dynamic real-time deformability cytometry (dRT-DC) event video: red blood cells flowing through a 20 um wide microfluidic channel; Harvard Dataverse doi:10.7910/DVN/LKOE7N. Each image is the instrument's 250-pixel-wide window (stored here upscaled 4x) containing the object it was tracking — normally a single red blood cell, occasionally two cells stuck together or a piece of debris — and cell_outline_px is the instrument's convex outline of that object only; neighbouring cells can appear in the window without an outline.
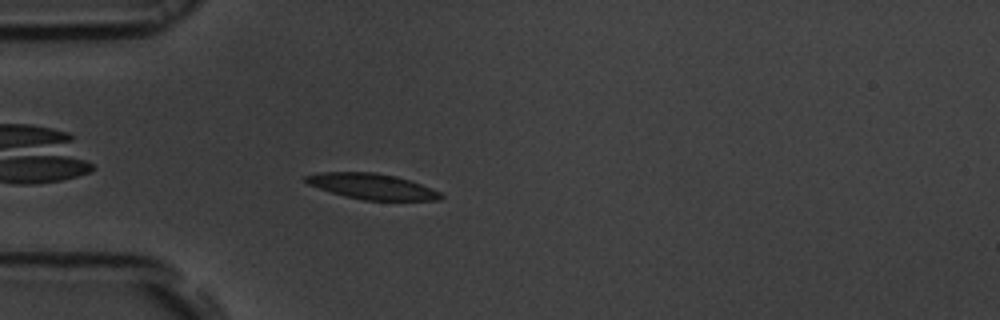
{"species": "common noctule bat (a hibernating species)", "species_latin": "Nyctalus noctula", "temperature_condition": "room temperature", "stored_images_in_passage": 43, "camera_frame_rate_fps": 3000, "um_per_image_px": 0.085, "animal": {"sex": "male", "body_mass_g": 19.5, "forearm_length_mm": 54.6}, "frame": {"image": 1, "passage_image": 4, "time_ms": 1.0, "image_size_px": [1000, 320], "cell_outline_px": [[444, 196], [440, 200], [364, 200], [344, 196], [308, 184], [304, 180], [304, 176], [320, 172], [376, 172], [396, 176], [432, 188], [440, 192]], "centroid_in_image_um": [31.63, 15.84], "position_along_channel_um": 53.4, "area_um2": 20.06}}
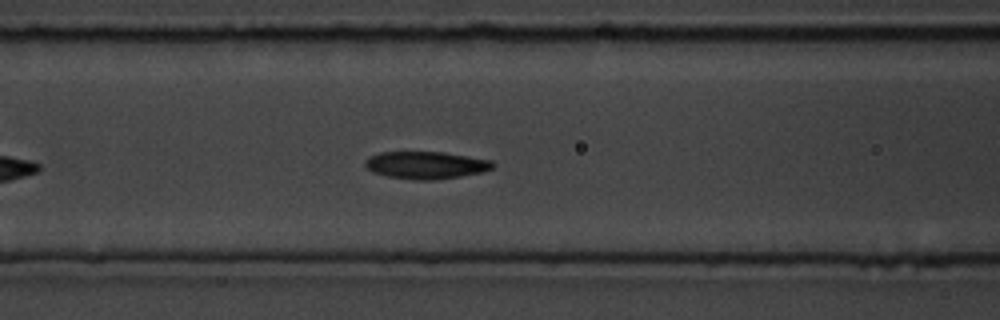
{"frame": {"image": 2, "passage_image": 11, "time_ms": 3.333, "image_size_px": [1000, 320], "cell_outline_px": [[496, 164], [492, 168], [480, 172], [460, 176], [432, 180], [416, 180], [388, 176], [372, 172], [364, 164], [364, 160], [368, 156], [380, 152], [444, 152], [492, 160]], "centroid_in_image_um": [36.18, 14.02], "position_along_channel_um": 130.4, "area_um2": 20.35}}
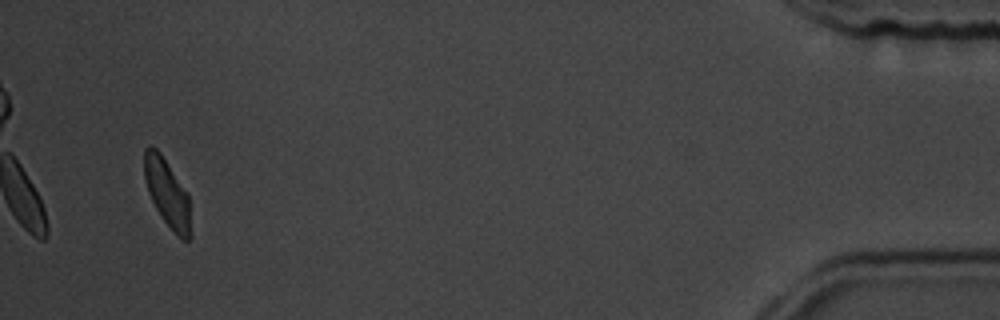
{"frame": {"image": 3, "passage_image": 41, "time_ms": 13.333, "image_size_px": [1000, 320], "cell_outline_px": [[192, 236], [188, 240], [184, 240], [176, 236], [164, 220], [156, 208], [148, 192], [144, 176], [144, 148], [148, 144], [152, 144], [160, 152], [188, 192]], "centroid_in_image_um": [14.23, 16.4], "position_along_channel_um": 421.0, "area_um2": 18.67}, "authors_computed_cell_mechanics": {"area_um2": 20.4034, "velocity_mm_per_s": 3.6939, "shape_relaxation_time_tau1_ms": 4.5273, "shape_relaxation_time_tau2_ms": 4.0514, "deformation_change_tau1": 0.1204, "deformation_change_tau2": 0.1091}}